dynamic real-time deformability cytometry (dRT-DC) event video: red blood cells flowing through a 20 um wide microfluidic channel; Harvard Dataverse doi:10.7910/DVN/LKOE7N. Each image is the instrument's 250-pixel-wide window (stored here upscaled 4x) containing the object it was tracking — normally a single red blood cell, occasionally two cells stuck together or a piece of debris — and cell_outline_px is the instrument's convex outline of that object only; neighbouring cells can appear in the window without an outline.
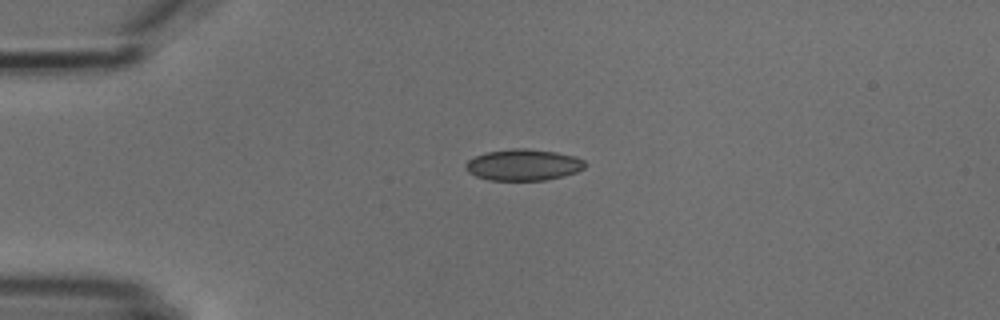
{"species": "common noctule bat (a hibernating species)", "species_latin": "Nyctalus noctula", "temperature_condition": "cold", "stored_images_in_passage": 4, "camera_frame_rate_fps": 3000, "um_per_image_px": 0.085, "animal": {"sex": "male", "body_mass_g": 18.8}, "frame": {"image": 1, "passage_image": 1, "time_ms": 0.0, "image_size_px": [1000, 320], "cell_outline_px": [[588, 164], [584, 168], [576, 172], [564, 176], [544, 180], [488, 180], [476, 176], [468, 172], [464, 168], [464, 164], [468, 160], [484, 152], [512, 148], [524, 148], [556, 152], [576, 156], [584, 160]], "centroid_in_image_um": [44.48, 14.01], "position_along_channel_um": 40.5, "area_um2": 22.02}}
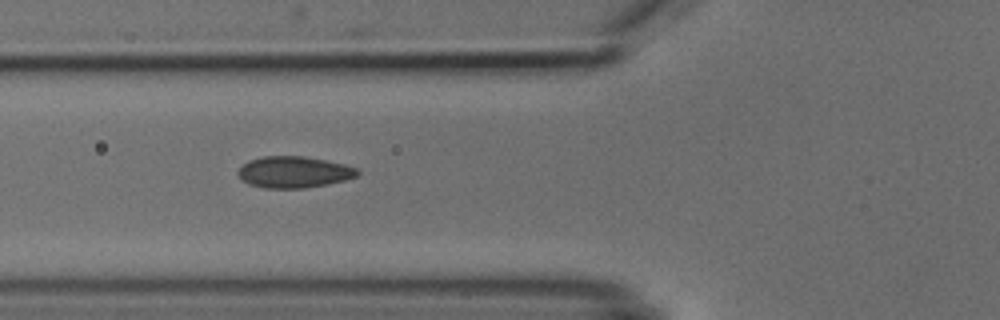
{"frame": {"image": 2, "passage_image": 3, "time_ms": 2.333, "image_size_px": [1000, 320], "cell_outline_px": [[360, 172], [356, 176], [344, 180], [328, 184], [304, 188], [264, 188], [248, 184], [236, 172], [248, 160], [264, 156], [304, 156], [344, 164], [356, 168]], "centroid_in_image_um": [24.97, 14.63], "position_along_channel_um": 100.8, "area_um2": 21.73}}
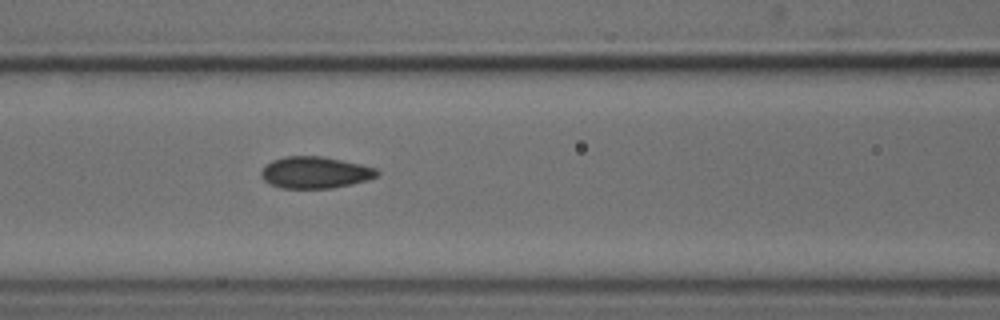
{"frame": {"image": 3, "passage_image": 4, "time_ms": 3.333, "image_size_px": [1000, 320], "cell_outline_px": [[380, 172], [376, 176], [368, 180], [352, 184], [332, 188], [280, 188], [264, 180], [260, 176], [260, 172], [272, 160], [284, 156], [320, 156], [360, 164], [376, 168]], "centroid_in_image_um": [26.78, 14.66], "position_along_channel_um": 139.8, "area_um2": 21.27}}